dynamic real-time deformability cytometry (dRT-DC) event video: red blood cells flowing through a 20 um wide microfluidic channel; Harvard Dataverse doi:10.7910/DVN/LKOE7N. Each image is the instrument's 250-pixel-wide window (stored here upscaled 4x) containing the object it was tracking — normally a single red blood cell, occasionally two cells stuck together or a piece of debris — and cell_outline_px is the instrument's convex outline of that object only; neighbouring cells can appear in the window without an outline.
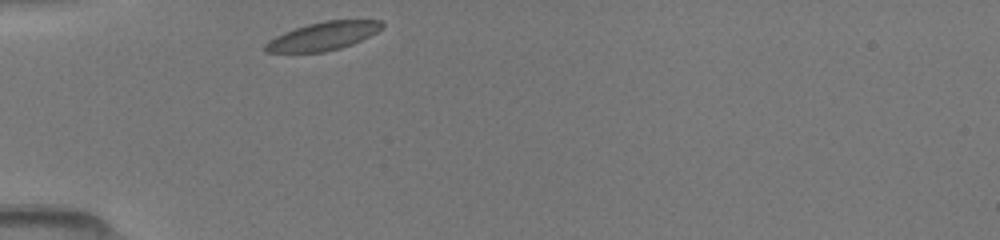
{"species": "common noctule bat (a hibernating species)", "species_latin": "Nyctalus noctula", "temperature_condition": "room temperature", "stored_images_in_passage": 9, "camera_frame_rate_fps": 3000, "um_per_image_px": 0.085, "animal": {"sex": "female", "body_mass_g": 19.5, "forearm_length_mm": 54.1}, "frame": {"image": 1, "passage_image": 1, "time_ms": 0.0, "image_size_px": [1000, 240], "cell_outline_px": [[384, 28], [352, 44], [340, 48], [324, 52], [264, 52], [264, 44], [268, 40], [284, 32], [308, 24], [324, 20], [380, 20], [384, 24]], "centroid_in_image_um": [27.45, 3.06], "position_along_channel_um": 57.5, "area_um2": 19.13}}
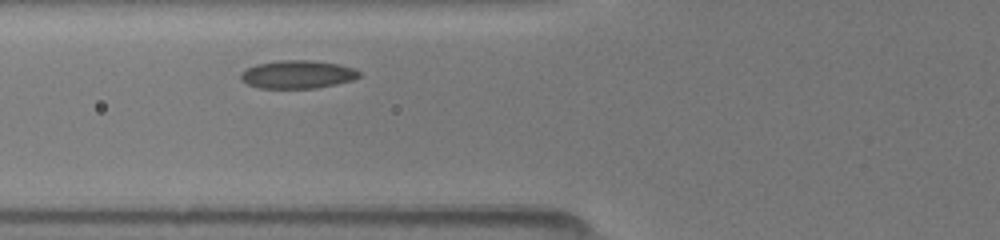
{"frame": {"image": 2, "passage_image": 4, "time_ms": 1.333, "image_size_px": [1000, 240], "cell_outline_px": [[360, 76], [352, 80], [336, 84], [316, 88], [260, 88], [248, 84], [240, 80], [240, 72], [256, 64], [280, 60], [312, 60], [336, 64], [356, 68], [360, 72]], "centroid_in_image_um": [25.28, 6.32], "position_along_channel_um": 100.5, "area_um2": 19.42}}
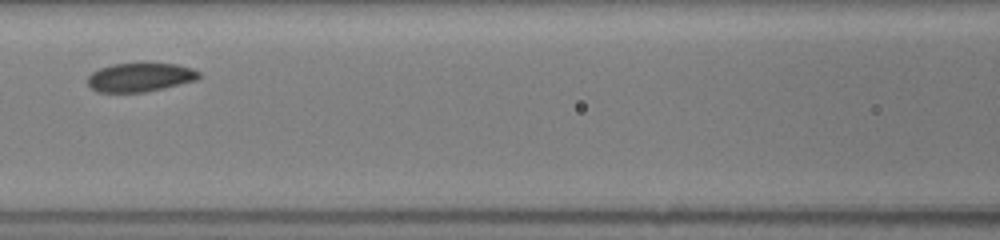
{"frame": {"image": 3, "passage_image": 7, "time_ms": 2.667, "image_size_px": [1000, 240], "cell_outline_px": [[200, 76], [196, 80], [164, 88], [144, 92], [96, 92], [88, 84], [88, 76], [92, 72], [100, 68], [112, 64], [140, 60], [148, 60], [176, 64], [192, 68], [200, 72]], "centroid_in_image_um": [11.92, 6.51], "position_along_channel_um": 154.7, "area_um2": 19.54}}